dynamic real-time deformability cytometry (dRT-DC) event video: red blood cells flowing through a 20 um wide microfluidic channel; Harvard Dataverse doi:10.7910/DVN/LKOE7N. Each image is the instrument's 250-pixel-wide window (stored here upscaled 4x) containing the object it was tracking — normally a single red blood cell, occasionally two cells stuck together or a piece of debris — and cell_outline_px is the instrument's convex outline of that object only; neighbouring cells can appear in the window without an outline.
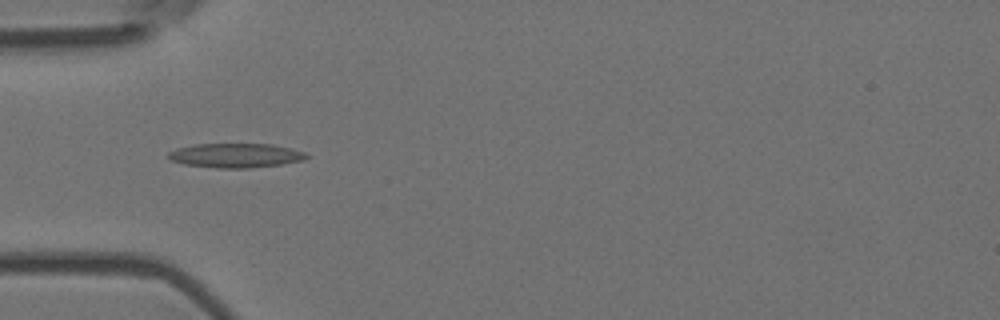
{"species": "Egyptian fruit bat (a non-hibernating species)", "species_latin": "Rousettus aegyptiacus", "temperature_condition": "room temperature", "stored_images_in_passage": 4, "camera_frame_rate_fps": 3000, "um_per_image_px": 0.085, "animal": {"sex": "female"}, "frame": {"image": 1, "passage_image": 4, "time_ms": 1.0, "image_size_px": [1000, 320], "cell_outline_px": [[308, 156], [300, 160], [280, 164], [248, 168], [216, 168], [184, 164], [172, 160], [168, 156], [168, 152], [176, 148], [196, 144], [272, 144], [292, 148], [304, 152]], "centroid_in_image_um": [20.0, 13.21], "position_along_channel_um": 65.0, "area_um2": 19.36}}